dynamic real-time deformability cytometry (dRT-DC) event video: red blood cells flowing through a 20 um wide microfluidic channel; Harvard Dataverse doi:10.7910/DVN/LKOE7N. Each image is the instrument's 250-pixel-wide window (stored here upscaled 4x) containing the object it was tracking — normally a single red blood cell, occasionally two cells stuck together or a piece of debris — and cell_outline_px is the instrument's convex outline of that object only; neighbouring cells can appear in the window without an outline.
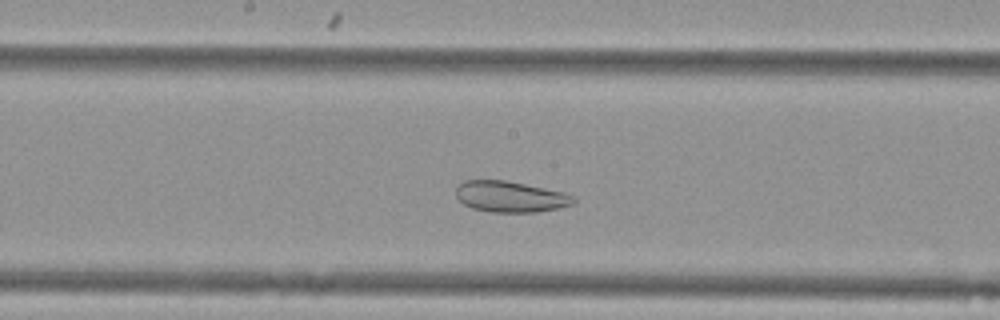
{"species": "Egyptian fruit bat (a non-hibernating species)", "species_latin": "Rousettus aegyptiacus", "temperature_condition": "cold", "stored_images_in_passage": 45, "segment_of_instrument_passage": [1, 2], "camera_frame_rate_fps": 3000, "um_per_image_px": 0.085, "animal": {"sex": "female"}, "frame": {"image": 1, "passage_image": 18, "time_ms": 5.667, "image_size_px": [1000, 320], "cell_outline_px": [[576, 204], [560, 208], [536, 212], [492, 212], [472, 208], [464, 204], [456, 196], [456, 184], [464, 180], [504, 180], [564, 192], [576, 196]], "centroid_in_image_um": [43.41, 16.72], "position_along_channel_um": 204.8, "area_um2": 21.44}}
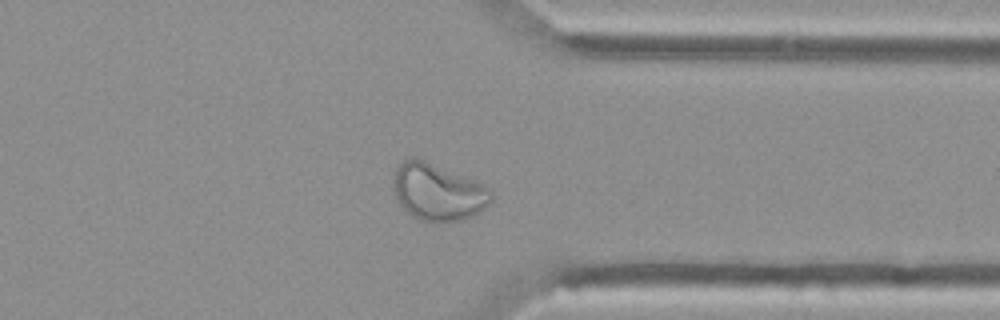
{"frame": {"image": 2, "passage_image": 32, "time_ms": 10.333, "image_size_px": [1000, 320], "cell_outline_px": [[492, 200], [484, 208], [472, 216], [460, 220], [436, 224], [412, 216], [396, 200], [392, 172], [404, 160], [416, 156], [484, 184], [492, 188]], "centroid_in_image_um": [37.22, 16.32], "position_along_channel_um": 374.2, "area_um2": 32.77}}
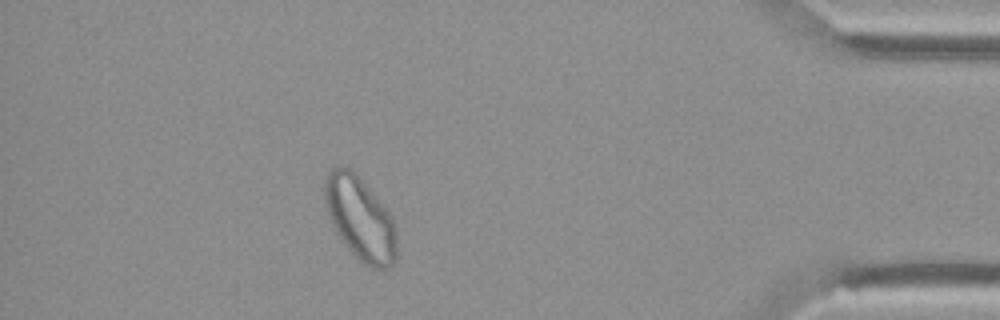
{"frame": {"image": 3, "passage_image": 38, "time_ms": 12.333, "image_size_px": [1000, 320], "cell_outline_px": [[396, 260], [388, 268], [372, 268], [364, 264], [348, 248], [336, 232], [328, 216], [324, 204], [324, 180], [328, 172], [332, 168], [340, 164], [352, 168], [356, 172], [392, 216], [396, 228]], "centroid_in_image_um": [30.59, 18.52], "position_along_channel_um": 404.6, "area_um2": 35.26}}